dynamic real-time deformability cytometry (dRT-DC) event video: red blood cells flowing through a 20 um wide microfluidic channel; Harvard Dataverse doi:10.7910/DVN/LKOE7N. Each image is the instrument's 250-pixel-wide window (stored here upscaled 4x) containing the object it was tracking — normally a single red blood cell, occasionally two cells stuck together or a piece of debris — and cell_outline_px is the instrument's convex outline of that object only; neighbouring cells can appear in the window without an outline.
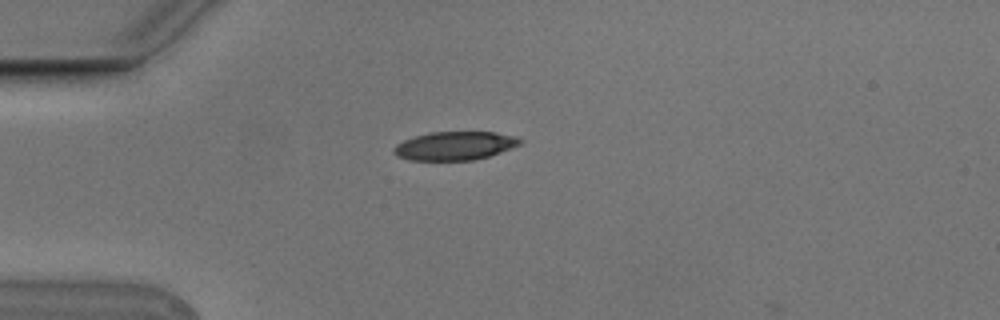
{"species": "Egyptian fruit bat (a non-hibernating species)", "species_latin": "Rousettus aegyptiacus", "temperature_condition": "cold", "stored_images_in_passage": 2, "camera_frame_rate_fps": 3000, "um_per_image_px": 0.085, "animal": {"sex": "male"}, "frame": {"image": 1, "passage_image": 1, "time_ms": 0.0, "image_size_px": [1000, 320], "cell_outline_px": [[524, 140], [520, 144], [500, 152], [488, 156], [472, 160], [408, 160], [396, 156], [392, 152], [392, 148], [396, 144], [404, 140], [416, 136], [432, 132], [496, 132], [516, 136]], "centroid_in_image_um": [38.64, 12.39], "position_along_channel_um": 46.4, "area_um2": 20.98}}